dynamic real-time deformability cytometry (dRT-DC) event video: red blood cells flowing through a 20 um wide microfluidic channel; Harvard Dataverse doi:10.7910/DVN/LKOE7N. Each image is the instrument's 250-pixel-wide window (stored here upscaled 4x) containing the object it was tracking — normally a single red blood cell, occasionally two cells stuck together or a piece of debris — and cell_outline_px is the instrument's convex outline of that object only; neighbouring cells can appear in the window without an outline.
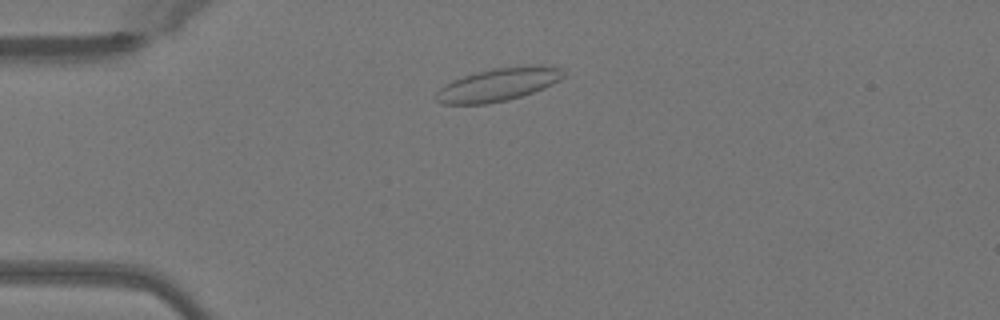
{"species": "Egyptian fruit bat (a non-hibernating species)", "species_latin": "Rousettus aegyptiacus", "temperature_condition": "warm", "stored_images_in_passage": 46, "camera_frame_rate_fps": 3000, "um_per_image_px": 0.085, "animal": {"sex": "female"}, "frame": {"image": 1, "passage_image": 8, "time_ms": 2.333, "image_size_px": [1000, 320], "cell_outline_px": [[564, 76], [560, 80], [544, 88], [520, 96], [488, 104], [444, 104], [436, 100], [436, 92], [444, 84], [452, 80], [464, 76], [496, 68], [532, 64], [560, 68], [564, 72]], "centroid_in_image_um": [42.35, 7.18], "position_along_channel_um": 42.7, "area_um2": 24.22}}
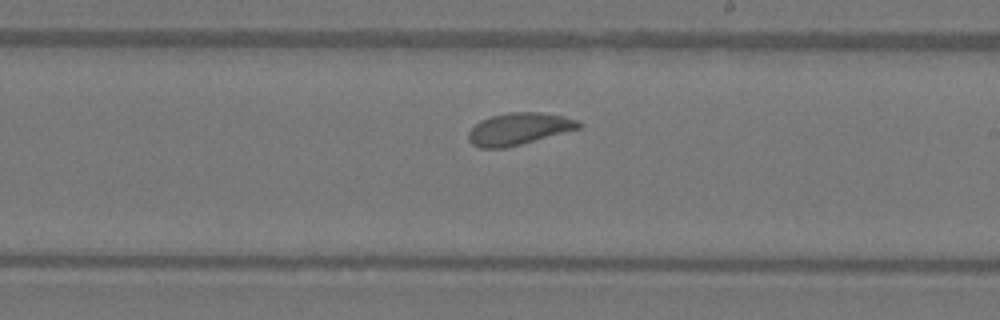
{"frame": {"image": 2, "passage_image": 25, "time_ms": 8.0, "image_size_px": [1000, 320], "cell_outline_px": [[584, 124], [580, 128], [520, 144], [504, 148], [480, 148], [472, 144], [468, 140], [468, 132], [480, 120], [492, 116], [508, 112], [540, 112], [564, 116], [576, 120]], "centroid_in_image_um": [44.09, 10.95], "position_along_channel_um": 244.9, "area_um2": 20.4}}
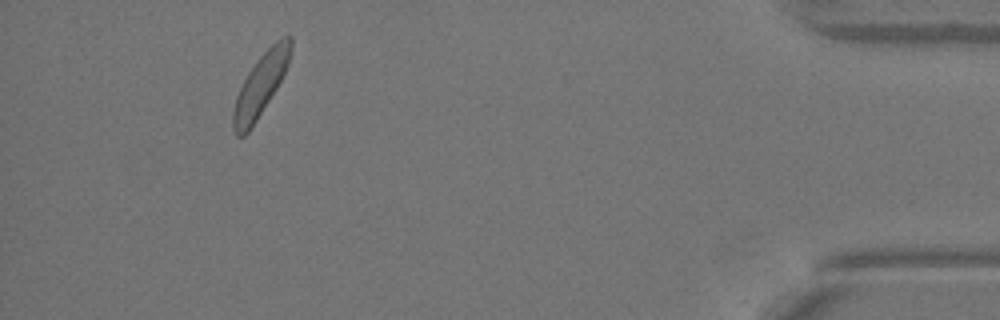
{"frame": {"image": 3, "passage_image": 42, "time_ms": 13.667, "image_size_px": [1000, 320], "cell_outline_px": [[292, 52], [288, 64], [276, 88], [256, 120], [248, 132], [244, 136], [236, 136], [232, 128], [232, 112], [236, 96], [248, 72], [256, 60], [276, 40], [284, 36], [292, 36]], "centroid_in_image_um": [22.13, 7.21], "position_along_channel_um": 413.1, "area_um2": 20.52}, "authors_computed_cell_mechanics": {"area_um2": 20.808, "velocity_mm_per_s": 4.0363, "shape_relaxation_time_tau1_ms": 2.6924, "shape_relaxation_time_tau2_ms": 1.7937, "deformation_change_tau1": 0.0851, "deformation_change_tau2": 0.0611}}